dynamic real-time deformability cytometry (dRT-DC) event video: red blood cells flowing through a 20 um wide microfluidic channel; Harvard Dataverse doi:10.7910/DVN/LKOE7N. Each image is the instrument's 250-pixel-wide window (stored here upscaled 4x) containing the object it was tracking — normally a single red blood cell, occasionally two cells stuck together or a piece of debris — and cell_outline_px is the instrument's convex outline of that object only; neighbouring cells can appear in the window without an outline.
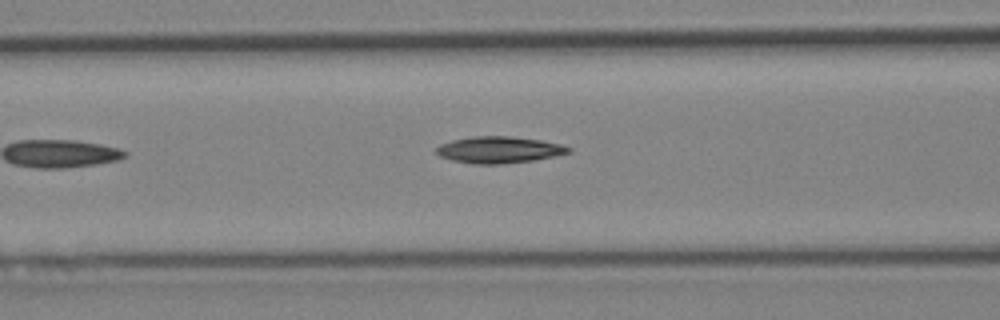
{"species": "Egyptian fruit bat (a non-hibernating species)", "species_latin": "Rousettus aegyptiacus", "temperature_condition": "cold", "stored_images_in_passage": 5, "camera_frame_rate_fps": 3000, "um_per_image_px": 0.085, "animal": {"sex": "female"}, "frame": {"image": 1, "passage_image": 5, "time_ms": 4.667, "image_size_px": [1000, 320], "cell_outline_px": [[572, 152], [556, 156], [532, 160], [500, 164], [472, 164], [452, 160], [440, 156], [436, 152], [436, 148], [440, 144], [452, 140], [472, 136], [512, 136], [540, 140], [560, 144], [572, 148]], "centroid_in_image_um": [42.42, 12.73], "position_along_channel_um": 124.2, "area_um2": 20.52}}